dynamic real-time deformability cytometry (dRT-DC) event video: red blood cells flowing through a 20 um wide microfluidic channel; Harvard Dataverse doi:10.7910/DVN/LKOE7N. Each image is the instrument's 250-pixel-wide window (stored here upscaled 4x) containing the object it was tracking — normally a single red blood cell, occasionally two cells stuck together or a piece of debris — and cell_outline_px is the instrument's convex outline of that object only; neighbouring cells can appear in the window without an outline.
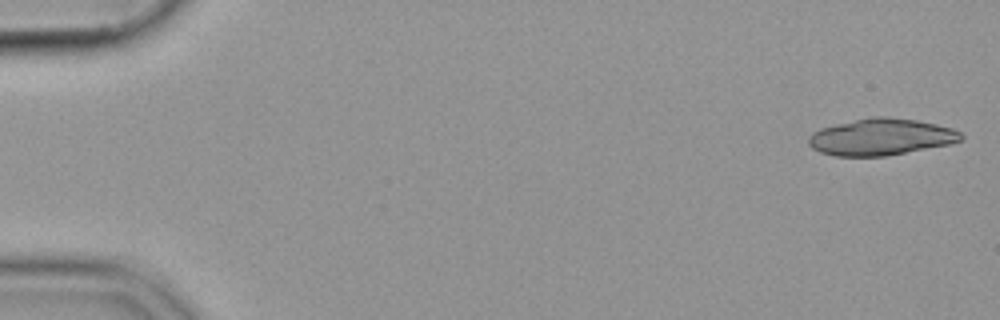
{"species": "common noctule bat (a hibernating species)", "species_latin": "Nyctalus noctula", "temperature_condition": "cold", "stored_images_in_passage": 19, "camera_frame_rate_fps": 3000, "um_per_image_px": 0.085, "animal": {"sex": "female", "body_mass_g": 19.9}, "frame": {"image": 1, "passage_image": 1, "time_ms": 0.0, "image_size_px": [1000, 320], "cell_outline_px": [[964, 136], [960, 140], [948, 144], [884, 156], [836, 156], [820, 152], [812, 148], [808, 144], [808, 136], [812, 132], [820, 128], [836, 124], [872, 116], [888, 116], [916, 120], [936, 124], [952, 128], [960, 132]], "centroid_in_image_um": [74.84, 11.63], "position_along_channel_um": 10.2, "area_um2": 32.43}}